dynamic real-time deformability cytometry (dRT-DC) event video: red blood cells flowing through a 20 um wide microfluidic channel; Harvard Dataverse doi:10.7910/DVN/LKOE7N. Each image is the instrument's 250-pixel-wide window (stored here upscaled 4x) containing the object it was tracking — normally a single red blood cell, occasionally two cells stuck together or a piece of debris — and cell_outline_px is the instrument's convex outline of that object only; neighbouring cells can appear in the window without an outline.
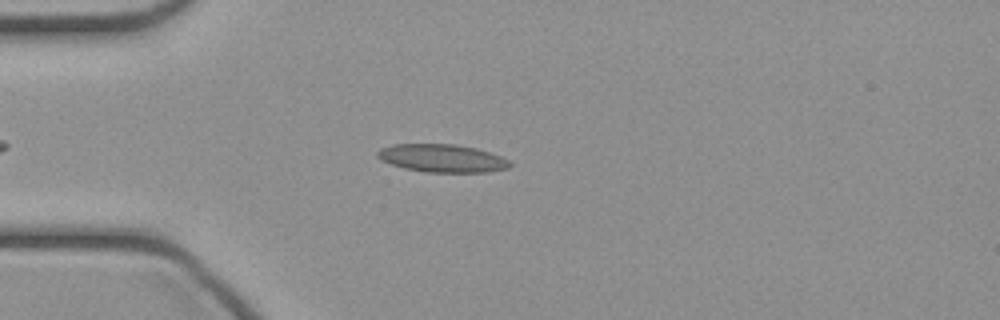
{"species": "common noctule bat (a hibernating species)", "species_latin": "Nyctalus noctula", "temperature_condition": "cold", "stored_images_in_passage": 38, "camera_frame_rate_fps": 3000, "um_per_image_px": 0.085, "animal": {"sex": "female", "body_mass_g": 21.9}, "frame": {"image": 1, "passage_image": 8, "time_ms": 2.333, "image_size_px": [1000, 320], "cell_outline_px": [[512, 164], [508, 168], [488, 172], [428, 172], [404, 168], [380, 160], [376, 156], [376, 152], [380, 148], [392, 144], [456, 144], [476, 148], [500, 156], [508, 160]], "centroid_in_image_um": [37.55, 13.44], "position_along_channel_um": 47.4, "area_um2": 21.56}}
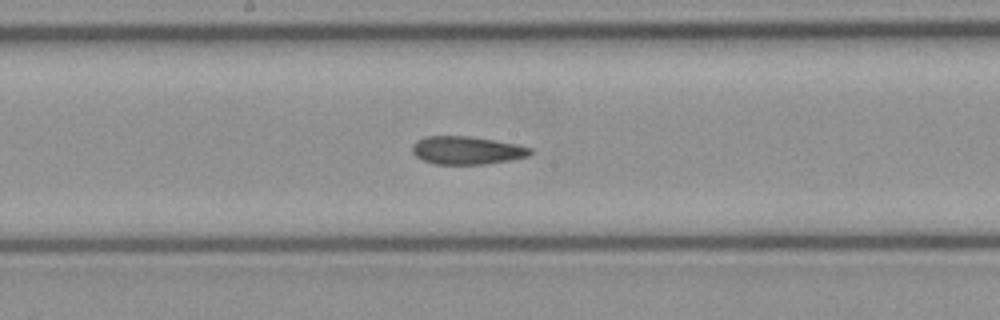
{"frame": {"image": 2, "passage_image": 20, "time_ms": 6.333, "image_size_px": [1000, 320], "cell_outline_px": [[532, 152], [528, 156], [508, 160], [484, 164], [436, 164], [424, 160], [416, 156], [412, 152], [412, 144], [416, 140], [424, 136], [468, 136], [516, 144], [532, 148]], "centroid_in_image_um": [39.64, 12.77], "position_along_channel_um": 208.6, "area_um2": 19.13}}
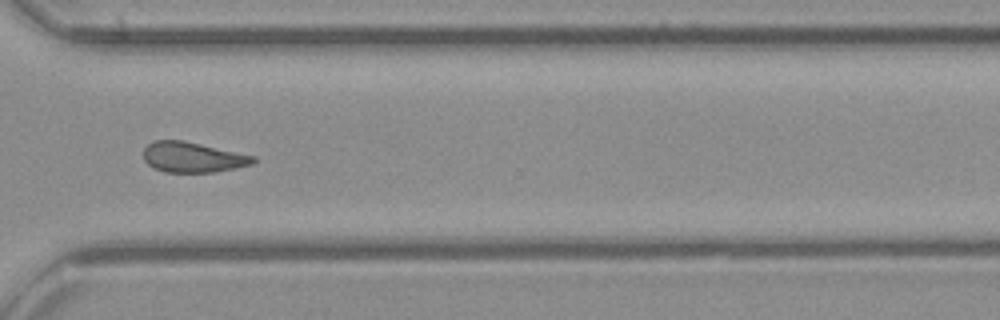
{"frame": {"image": 3, "passage_image": 30, "time_ms": 9.667, "image_size_px": [1000, 320], "cell_outline_px": [[256, 160], [252, 164], [236, 168], [216, 172], [164, 172], [148, 164], [144, 160], [144, 148], [152, 140], [184, 140], [256, 156]], "centroid_in_image_um": [16.39, 13.36], "position_along_channel_um": 354.2, "area_um2": 19.48}}